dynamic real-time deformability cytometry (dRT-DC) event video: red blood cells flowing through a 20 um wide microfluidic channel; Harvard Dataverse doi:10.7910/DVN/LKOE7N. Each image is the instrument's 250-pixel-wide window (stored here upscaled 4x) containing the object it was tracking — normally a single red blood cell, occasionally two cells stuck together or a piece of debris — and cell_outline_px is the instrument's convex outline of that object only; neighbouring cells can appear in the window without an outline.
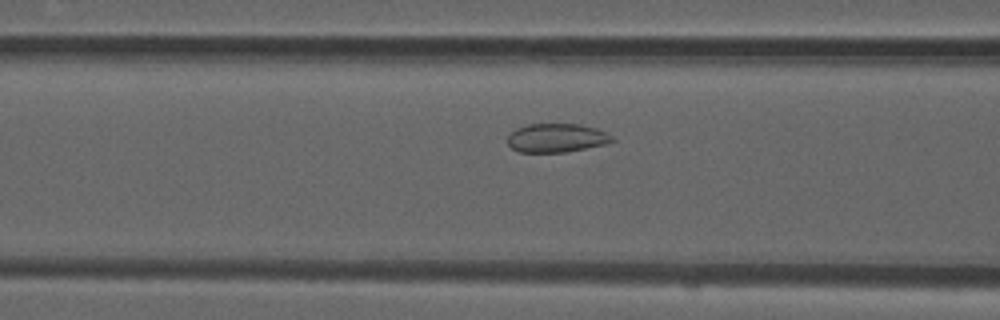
{"species": "common noctule bat (a hibernating species)", "species_latin": "Nyctalus noctula", "temperature_condition": "room temperature", "stored_images_in_passage": 19, "camera_frame_rate_fps": 3000, "um_per_image_px": 0.085, "animal": {"sex": "male", "forearm_length_mm": 52.5}, "frame": {"image": 1, "passage_image": 14, "time_ms": 4.333, "image_size_px": [1000, 320], "cell_outline_px": [[616, 140], [604, 144], [564, 152], [520, 152], [512, 148], [508, 144], [508, 136], [516, 128], [528, 124], [580, 124], [596, 128], [612, 136]], "centroid_in_image_um": [47.29, 11.72], "position_along_channel_um": 119.3, "area_um2": 17.34}}